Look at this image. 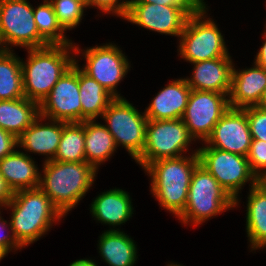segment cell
I'll use <instances>...</instances> for the list:
<instances>
[{
    "label": "cell",
    "mask_w": 266,
    "mask_h": 266,
    "mask_svg": "<svg viewBox=\"0 0 266 266\" xmlns=\"http://www.w3.org/2000/svg\"><path fill=\"white\" fill-rule=\"evenodd\" d=\"M12 208L9 226L16 241L25 247L39 239L63 215L38 187L15 191L6 205Z\"/></svg>",
    "instance_id": "obj_1"
},
{
    "label": "cell",
    "mask_w": 266,
    "mask_h": 266,
    "mask_svg": "<svg viewBox=\"0 0 266 266\" xmlns=\"http://www.w3.org/2000/svg\"><path fill=\"white\" fill-rule=\"evenodd\" d=\"M80 53L72 44L48 45L27 49V62H22L23 90L25 97L40 104L51 92L60 77L75 63L68 50Z\"/></svg>",
    "instance_id": "obj_2"
},
{
    "label": "cell",
    "mask_w": 266,
    "mask_h": 266,
    "mask_svg": "<svg viewBox=\"0 0 266 266\" xmlns=\"http://www.w3.org/2000/svg\"><path fill=\"white\" fill-rule=\"evenodd\" d=\"M39 188L65 216L85 196L94 183L97 170L86 161H47L43 165Z\"/></svg>",
    "instance_id": "obj_3"
},
{
    "label": "cell",
    "mask_w": 266,
    "mask_h": 266,
    "mask_svg": "<svg viewBox=\"0 0 266 266\" xmlns=\"http://www.w3.org/2000/svg\"><path fill=\"white\" fill-rule=\"evenodd\" d=\"M199 163L198 151L191 157L160 159L144 169L150 175L151 192L161 207L180 216L188 200L192 174Z\"/></svg>",
    "instance_id": "obj_4"
},
{
    "label": "cell",
    "mask_w": 266,
    "mask_h": 266,
    "mask_svg": "<svg viewBox=\"0 0 266 266\" xmlns=\"http://www.w3.org/2000/svg\"><path fill=\"white\" fill-rule=\"evenodd\" d=\"M234 206L235 200L204 166L198 163L192 174L185 209L178 218L184 224L191 221L196 226Z\"/></svg>",
    "instance_id": "obj_5"
},
{
    "label": "cell",
    "mask_w": 266,
    "mask_h": 266,
    "mask_svg": "<svg viewBox=\"0 0 266 266\" xmlns=\"http://www.w3.org/2000/svg\"><path fill=\"white\" fill-rule=\"evenodd\" d=\"M206 10L204 3L189 15L179 36L181 39L178 52L191 63L229 56L217 25L212 19L205 20Z\"/></svg>",
    "instance_id": "obj_6"
},
{
    "label": "cell",
    "mask_w": 266,
    "mask_h": 266,
    "mask_svg": "<svg viewBox=\"0 0 266 266\" xmlns=\"http://www.w3.org/2000/svg\"><path fill=\"white\" fill-rule=\"evenodd\" d=\"M192 140L182 119L148 120L144 150L136 162L145 168L160 159L182 157Z\"/></svg>",
    "instance_id": "obj_7"
},
{
    "label": "cell",
    "mask_w": 266,
    "mask_h": 266,
    "mask_svg": "<svg viewBox=\"0 0 266 266\" xmlns=\"http://www.w3.org/2000/svg\"><path fill=\"white\" fill-rule=\"evenodd\" d=\"M102 117L107 123L106 128L112 134L117 145H123L137 161L144 150L146 125L148 119L145 112L140 114L138 110L125 98H115Z\"/></svg>",
    "instance_id": "obj_8"
},
{
    "label": "cell",
    "mask_w": 266,
    "mask_h": 266,
    "mask_svg": "<svg viewBox=\"0 0 266 266\" xmlns=\"http://www.w3.org/2000/svg\"><path fill=\"white\" fill-rule=\"evenodd\" d=\"M0 42L4 50H10L7 44L26 49L49 45L39 35L28 1L0 0Z\"/></svg>",
    "instance_id": "obj_9"
},
{
    "label": "cell",
    "mask_w": 266,
    "mask_h": 266,
    "mask_svg": "<svg viewBox=\"0 0 266 266\" xmlns=\"http://www.w3.org/2000/svg\"><path fill=\"white\" fill-rule=\"evenodd\" d=\"M197 151L199 163L235 200V207L241 187L248 181H251V187L257 184L258 178L251 171L246 156L212 147L199 148Z\"/></svg>",
    "instance_id": "obj_10"
},
{
    "label": "cell",
    "mask_w": 266,
    "mask_h": 266,
    "mask_svg": "<svg viewBox=\"0 0 266 266\" xmlns=\"http://www.w3.org/2000/svg\"><path fill=\"white\" fill-rule=\"evenodd\" d=\"M75 63L60 77L51 92L39 104L44 119L66 123L81 122L79 65Z\"/></svg>",
    "instance_id": "obj_11"
},
{
    "label": "cell",
    "mask_w": 266,
    "mask_h": 266,
    "mask_svg": "<svg viewBox=\"0 0 266 266\" xmlns=\"http://www.w3.org/2000/svg\"><path fill=\"white\" fill-rule=\"evenodd\" d=\"M229 108L226 94L191 90L182 120L190 135L205 143L216 123Z\"/></svg>",
    "instance_id": "obj_12"
},
{
    "label": "cell",
    "mask_w": 266,
    "mask_h": 266,
    "mask_svg": "<svg viewBox=\"0 0 266 266\" xmlns=\"http://www.w3.org/2000/svg\"><path fill=\"white\" fill-rule=\"evenodd\" d=\"M120 48L106 44L85 50L86 65L81 70L90 78L95 79L115 98H121L116 86L128 73V58Z\"/></svg>",
    "instance_id": "obj_13"
},
{
    "label": "cell",
    "mask_w": 266,
    "mask_h": 266,
    "mask_svg": "<svg viewBox=\"0 0 266 266\" xmlns=\"http://www.w3.org/2000/svg\"><path fill=\"white\" fill-rule=\"evenodd\" d=\"M205 142L209 144L205 147L247 156L252 136L244 109L230 107L216 123Z\"/></svg>",
    "instance_id": "obj_14"
},
{
    "label": "cell",
    "mask_w": 266,
    "mask_h": 266,
    "mask_svg": "<svg viewBox=\"0 0 266 266\" xmlns=\"http://www.w3.org/2000/svg\"><path fill=\"white\" fill-rule=\"evenodd\" d=\"M188 17L181 8L176 6L129 3L124 19L161 34L179 37Z\"/></svg>",
    "instance_id": "obj_15"
},
{
    "label": "cell",
    "mask_w": 266,
    "mask_h": 266,
    "mask_svg": "<svg viewBox=\"0 0 266 266\" xmlns=\"http://www.w3.org/2000/svg\"><path fill=\"white\" fill-rule=\"evenodd\" d=\"M193 78L186 79L192 90L213 91L229 95L233 64L230 56L194 62Z\"/></svg>",
    "instance_id": "obj_16"
},
{
    "label": "cell",
    "mask_w": 266,
    "mask_h": 266,
    "mask_svg": "<svg viewBox=\"0 0 266 266\" xmlns=\"http://www.w3.org/2000/svg\"><path fill=\"white\" fill-rule=\"evenodd\" d=\"M252 68L238 72L233 66L229 106L246 108L257 106L266 88V70L256 63Z\"/></svg>",
    "instance_id": "obj_17"
},
{
    "label": "cell",
    "mask_w": 266,
    "mask_h": 266,
    "mask_svg": "<svg viewBox=\"0 0 266 266\" xmlns=\"http://www.w3.org/2000/svg\"><path fill=\"white\" fill-rule=\"evenodd\" d=\"M146 108L148 120L182 119L191 92L186 78L171 81Z\"/></svg>",
    "instance_id": "obj_18"
},
{
    "label": "cell",
    "mask_w": 266,
    "mask_h": 266,
    "mask_svg": "<svg viewBox=\"0 0 266 266\" xmlns=\"http://www.w3.org/2000/svg\"><path fill=\"white\" fill-rule=\"evenodd\" d=\"M42 119L46 120L39 115L18 137V146L29 152L48 156L44 161L47 162L52 161L55 157L63 132L64 122L51 120L50 124L39 123Z\"/></svg>",
    "instance_id": "obj_19"
},
{
    "label": "cell",
    "mask_w": 266,
    "mask_h": 266,
    "mask_svg": "<svg viewBox=\"0 0 266 266\" xmlns=\"http://www.w3.org/2000/svg\"><path fill=\"white\" fill-rule=\"evenodd\" d=\"M0 173L13 192L39 187L41 174L32 157L24 152L15 150L0 160Z\"/></svg>",
    "instance_id": "obj_20"
},
{
    "label": "cell",
    "mask_w": 266,
    "mask_h": 266,
    "mask_svg": "<svg viewBox=\"0 0 266 266\" xmlns=\"http://www.w3.org/2000/svg\"><path fill=\"white\" fill-rule=\"evenodd\" d=\"M130 195L122 189H110L97 196L91 204V212L101 223L114 226L129 220L133 214Z\"/></svg>",
    "instance_id": "obj_21"
},
{
    "label": "cell",
    "mask_w": 266,
    "mask_h": 266,
    "mask_svg": "<svg viewBox=\"0 0 266 266\" xmlns=\"http://www.w3.org/2000/svg\"><path fill=\"white\" fill-rule=\"evenodd\" d=\"M39 116V104L26 97L0 100V128L17 138Z\"/></svg>",
    "instance_id": "obj_22"
},
{
    "label": "cell",
    "mask_w": 266,
    "mask_h": 266,
    "mask_svg": "<svg viewBox=\"0 0 266 266\" xmlns=\"http://www.w3.org/2000/svg\"><path fill=\"white\" fill-rule=\"evenodd\" d=\"M99 253L109 266H133L137 259V247L124 232L107 230L100 236Z\"/></svg>",
    "instance_id": "obj_23"
},
{
    "label": "cell",
    "mask_w": 266,
    "mask_h": 266,
    "mask_svg": "<svg viewBox=\"0 0 266 266\" xmlns=\"http://www.w3.org/2000/svg\"><path fill=\"white\" fill-rule=\"evenodd\" d=\"M246 213V232L252 250L266 246V191L257 183L250 188Z\"/></svg>",
    "instance_id": "obj_24"
},
{
    "label": "cell",
    "mask_w": 266,
    "mask_h": 266,
    "mask_svg": "<svg viewBox=\"0 0 266 266\" xmlns=\"http://www.w3.org/2000/svg\"><path fill=\"white\" fill-rule=\"evenodd\" d=\"M79 89L81 102V122L102 117L115 97L95 79L90 78L79 67Z\"/></svg>",
    "instance_id": "obj_25"
},
{
    "label": "cell",
    "mask_w": 266,
    "mask_h": 266,
    "mask_svg": "<svg viewBox=\"0 0 266 266\" xmlns=\"http://www.w3.org/2000/svg\"><path fill=\"white\" fill-rule=\"evenodd\" d=\"M85 158L96 170L115 151L117 145L105 125L95 120L84 121Z\"/></svg>",
    "instance_id": "obj_26"
},
{
    "label": "cell",
    "mask_w": 266,
    "mask_h": 266,
    "mask_svg": "<svg viewBox=\"0 0 266 266\" xmlns=\"http://www.w3.org/2000/svg\"><path fill=\"white\" fill-rule=\"evenodd\" d=\"M13 50L0 54V100H15L25 97L20 58Z\"/></svg>",
    "instance_id": "obj_27"
},
{
    "label": "cell",
    "mask_w": 266,
    "mask_h": 266,
    "mask_svg": "<svg viewBox=\"0 0 266 266\" xmlns=\"http://www.w3.org/2000/svg\"><path fill=\"white\" fill-rule=\"evenodd\" d=\"M53 160L59 162L86 161L84 121L64 122L60 143Z\"/></svg>",
    "instance_id": "obj_28"
},
{
    "label": "cell",
    "mask_w": 266,
    "mask_h": 266,
    "mask_svg": "<svg viewBox=\"0 0 266 266\" xmlns=\"http://www.w3.org/2000/svg\"><path fill=\"white\" fill-rule=\"evenodd\" d=\"M33 15L39 35L49 45L72 44L65 37V30L58 23L53 5L49 0H44L43 4L39 5L36 9L33 7Z\"/></svg>",
    "instance_id": "obj_29"
},
{
    "label": "cell",
    "mask_w": 266,
    "mask_h": 266,
    "mask_svg": "<svg viewBox=\"0 0 266 266\" xmlns=\"http://www.w3.org/2000/svg\"><path fill=\"white\" fill-rule=\"evenodd\" d=\"M58 23L66 31L82 20L85 5L77 0H51Z\"/></svg>",
    "instance_id": "obj_30"
},
{
    "label": "cell",
    "mask_w": 266,
    "mask_h": 266,
    "mask_svg": "<svg viewBox=\"0 0 266 266\" xmlns=\"http://www.w3.org/2000/svg\"><path fill=\"white\" fill-rule=\"evenodd\" d=\"M247 115L252 139L266 141V109L251 106L243 108Z\"/></svg>",
    "instance_id": "obj_31"
},
{
    "label": "cell",
    "mask_w": 266,
    "mask_h": 266,
    "mask_svg": "<svg viewBox=\"0 0 266 266\" xmlns=\"http://www.w3.org/2000/svg\"><path fill=\"white\" fill-rule=\"evenodd\" d=\"M251 171L259 178L266 174V141L252 139L246 156ZM263 170V172L261 171Z\"/></svg>",
    "instance_id": "obj_32"
},
{
    "label": "cell",
    "mask_w": 266,
    "mask_h": 266,
    "mask_svg": "<svg viewBox=\"0 0 266 266\" xmlns=\"http://www.w3.org/2000/svg\"><path fill=\"white\" fill-rule=\"evenodd\" d=\"M204 0H129V3H155L165 6H176L181 8L188 16L193 14Z\"/></svg>",
    "instance_id": "obj_33"
},
{
    "label": "cell",
    "mask_w": 266,
    "mask_h": 266,
    "mask_svg": "<svg viewBox=\"0 0 266 266\" xmlns=\"http://www.w3.org/2000/svg\"><path fill=\"white\" fill-rule=\"evenodd\" d=\"M90 6H97L103 13H114L124 18L129 6V0H90Z\"/></svg>",
    "instance_id": "obj_34"
},
{
    "label": "cell",
    "mask_w": 266,
    "mask_h": 266,
    "mask_svg": "<svg viewBox=\"0 0 266 266\" xmlns=\"http://www.w3.org/2000/svg\"><path fill=\"white\" fill-rule=\"evenodd\" d=\"M17 146L18 138L10 132L0 128V160L13 153Z\"/></svg>",
    "instance_id": "obj_35"
},
{
    "label": "cell",
    "mask_w": 266,
    "mask_h": 266,
    "mask_svg": "<svg viewBox=\"0 0 266 266\" xmlns=\"http://www.w3.org/2000/svg\"><path fill=\"white\" fill-rule=\"evenodd\" d=\"M7 221L2 219L0 216V232H2V230H6V227H8L7 225ZM0 248L7 254L9 253L12 248L14 249H20L22 248V246L16 241L14 235H0Z\"/></svg>",
    "instance_id": "obj_36"
},
{
    "label": "cell",
    "mask_w": 266,
    "mask_h": 266,
    "mask_svg": "<svg viewBox=\"0 0 266 266\" xmlns=\"http://www.w3.org/2000/svg\"><path fill=\"white\" fill-rule=\"evenodd\" d=\"M13 194L14 192L7 185L6 181L4 180L3 176L0 173V206L6 207V205L13 198Z\"/></svg>",
    "instance_id": "obj_37"
},
{
    "label": "cell",
    "mask_w": 266,
    "mask_h": 266,
    "mask_svg": "<svg viewBox=\"0 0 266 266\" xmlns=\"http://www.w3.org/2000/svg\"><path fill=\"white\" fill-rule=\"evenodd\" d=\"M265 42L263 43L261 49L257 53L255 62L258 66L266 70V32H264Z\"/></svg>",
    "instance_id": "obj_38"
},
{
    "label": "cell",
    "mask_w": 266,
    "mask_h": 266,
    "mask_svg": "<svg viewBox=\"0 0 266 266\" xmlns=\"http://www.w3.org/2000/svg\"><path fill=\"white\" fill-rule=\"evenodd\" d=\"M69 266H97V264L89 259H79L72 262Z\"/></svg>",
    "instance_id": "obj_39"
},
{
    "label": "cell",
    "mask_w": 266,
    "mask_h": 266,
    "mask_svg": "<svg viewBox=\"0 0 266 266\" xmlns=\"http://www.w3.org/2000/svg\"><path fill=\"white\" fill-rule=\"evenodd\" d=\"M257 106L266 109V88L264 89L262 97Z\"/></svg>",
    "instance_id": "obj_40"
},
{
    "label": "cell",
    "mask_w": 266,
    "mask_h": 266,
    "mask_svg": "<svg viewBox=\"0 0 266 266\" xmlns=\"http://www.w3.org/2000/svg\"><path fill=\"white\" fill-rule=\"evenodd\" d=\"M257 183L266 191V174L260 176Z\"/></svg>",
    "instance_id": "obj_41"
},
{
    "label": "cell",
    "mask_w": 266,
    "mask_h": 266,
    "mask_svg": "<svg viewBox=\"0 0 266 266\" xmlns=\"http://www.w3.org/2000/svg\"><path fill=\"white\" fill-rule=\"evenodd\" d=\"M80 3H82L83 5H85L86 7L90 6V0H77Z\"/></svg>",
    "instance_id": "obj_42"
},
{
    "label": "cell",
    "mask_w": 266,
    "mask_h": 266,
    "mask_svg": "<svg viewBox=\"0 0 266 266\" xmlns=\"http://www.w3.org/2000/svg\"><path fill=\"white\" fill-rule=\"evenodd\" d=\"M5 255L6 253L0 248V261L2 258H4Z\"/></svg>",
    "instance_id": "obj_43"
},
{
    "label": "cell",
    "mask_w": 266,
    "mask_h": 266,
    "mask_svg": "<svg viewBox=\"0 0 266 266\" xmlns=\"http://www.w3.org/2000/svg\"><path fill=\"white\" fill-rule=\"evenodd\" d=\"M2 44H1V42H0V54L4 51V48H3V46H1Z\"/></svg>",
    "instance_id": "obj_44"
},
{
    "label": "cell",
    "mask_w": 266,
    "mask_h": 266,
    "mask_svg": "<svg viewBox=\"0 0 266 266\" xmlns=\"http://www.w3.org/2000/svg\"><path fill=\"white\" fill-rule=\"evenodd\" d=\"M167 266H181V265H179V264L177 265V264H172V263H171V264H168ZM182 266H183V265H182Z\"/></svg>",
    "instance_id": "obj_45"
}]
</instances>
